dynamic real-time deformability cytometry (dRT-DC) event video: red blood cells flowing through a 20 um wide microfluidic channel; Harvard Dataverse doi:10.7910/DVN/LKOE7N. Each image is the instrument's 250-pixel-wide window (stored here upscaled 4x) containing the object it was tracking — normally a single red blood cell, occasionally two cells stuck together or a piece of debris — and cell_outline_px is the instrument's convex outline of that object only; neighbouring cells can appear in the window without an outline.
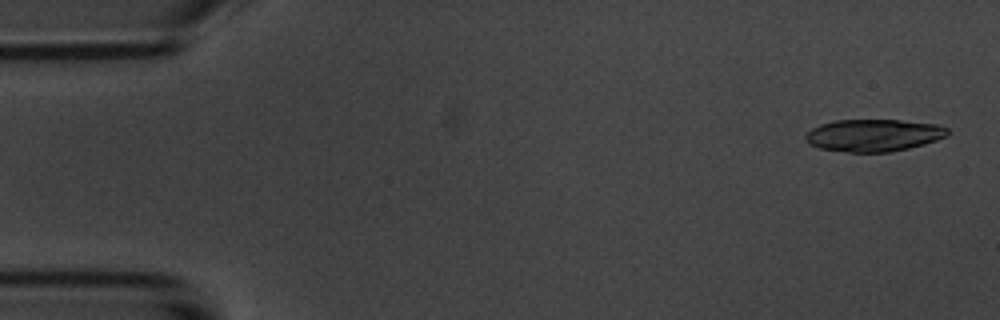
{"species": "common noctule bat (a hibernating species)", "species_latin": "Nyctalus noctula", "temperature_condition": "room temperature", "stored_images_in_passage": 5, "camera_frame_rate_fps": 3000, "um_per_image_px": 0.085, "animal": {"sex": "male", "body_mass_g": 20.1, "forearm_length_mm": 53.5}, "frame": {"image": 1, "passage_image": 1, "time_ms": 0.0, "image_size_px": [1000, 320], "cell_outline_px": [[948, 136], [924, 144], [908, 148], [888, 152], [848, 152], [820, 148], [808, 144], [804, 136], [812, 128], [820, 124], [836, 120], [900, 120], [936, 124], [948, 128]], "centroid_in_image_um": [74.25, 11.49], "position_along_channel_um": 10.8, "area_um2": 26.65}}